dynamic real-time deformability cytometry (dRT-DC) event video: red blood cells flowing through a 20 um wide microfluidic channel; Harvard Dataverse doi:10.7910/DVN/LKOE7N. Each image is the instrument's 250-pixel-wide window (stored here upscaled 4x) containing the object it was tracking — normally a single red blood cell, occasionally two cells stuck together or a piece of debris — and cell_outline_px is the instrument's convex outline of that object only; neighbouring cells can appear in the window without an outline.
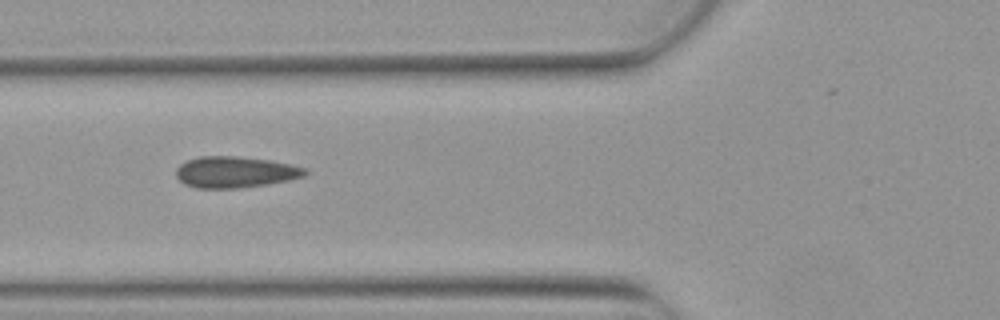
{"species": "Egyptian fruit bat (a non-hibernating species)", "species_latin": "Rousettus aegyptiacus", "temperature_condition": "warm", "stored_images_in_passage": 4, "camera_frame_rate_fps": 3000, "um_per_image_px": 0.085, "animal": {"sex": "female"}, "frame": {"image": 1, "passage_image": 2, "time_ms": 0.333, "image_size_px": [1000, 320], "cell_outline_px": [[308, 172], [304, 176], [288, 180], [268, 184], [236, 188], [196, 188], [184, 184], [176, 176], [176, 168], [180, 164], [188, 160], [200, 156], [236, 156], [272, 160], [304, 168]], "centroid_in_image_um": [19.96, 14.62], "position_along_channel_um": 105.8, "area_um2": 23.41}}
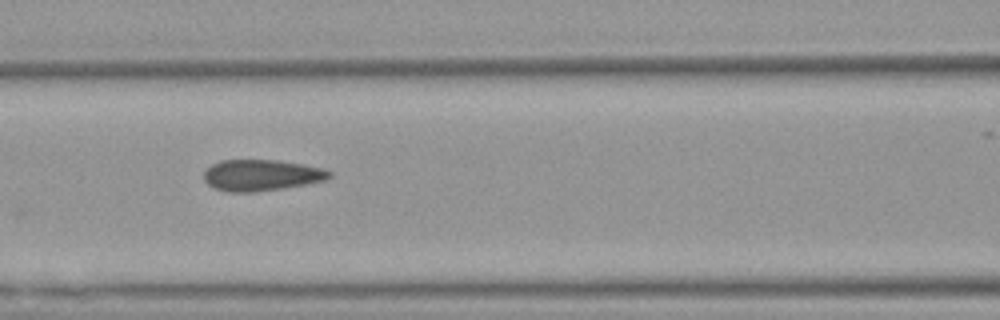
{"frame": {"image": 2, "passage_image": 3, "time_ms": 0.667, "image_size_px": [1000, 320], "cell_outline_px": [[332, 176], [324, 180], [284, 188], [256, 192], [228, 192], [216, 188], [208, 184], [204, 180], [204, 172], [212, 164], [220, 160], [280, 160], [324, 168], [332, 172]], "centroid_in_image_um": [22.22, 14.89], "position_along_channel_um": 144.4, "area_um2": 22.83}}
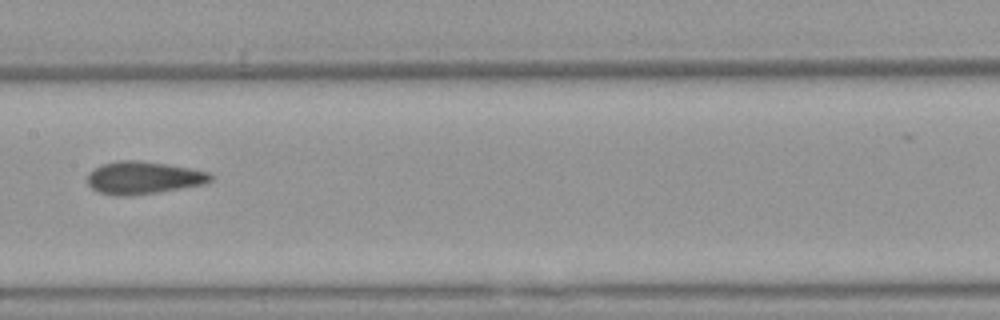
{"frame": {"image": 3, "passage_image": 4, "time_ms": 1.0, "image_size_px": [1000, 320], "cell_outline_px": [[212, 180], [204, 184], [156, 192], [128, 196], [116, 196], [100, 192], [92, 188], [88, 184], [88, 172], [104, 164], [120, 160], [140, 160], [168, 164], [192, 168], [208, 172], [212, 176]], "centroid_in_image_um": [12.19, 15.1], "position_along_channel_um": 195.2, "area_um2": 23.24}}